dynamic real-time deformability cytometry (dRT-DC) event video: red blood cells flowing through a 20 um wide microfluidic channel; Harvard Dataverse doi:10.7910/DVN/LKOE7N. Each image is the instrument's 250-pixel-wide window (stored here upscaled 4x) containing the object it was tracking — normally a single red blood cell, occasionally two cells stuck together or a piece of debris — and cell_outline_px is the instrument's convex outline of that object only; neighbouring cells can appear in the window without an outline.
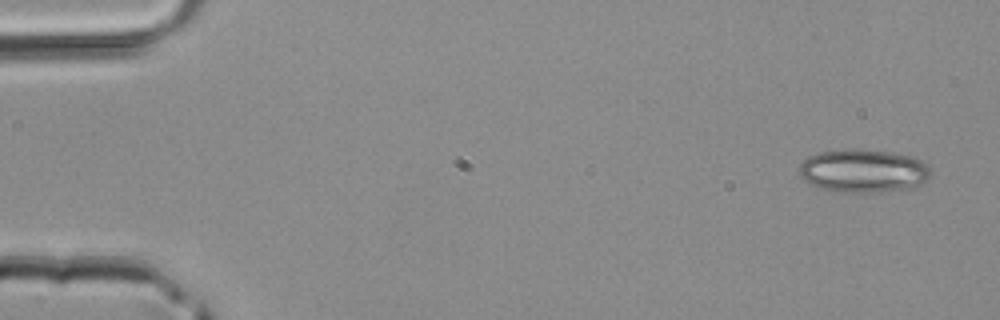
{"species": "common noctule bat (a hibernating species)", "species_latin": "Nyctalus noctula", "temperature_condition": "room temperature", "stored_images_in_passage": 5, "camera_frame_rate_fps": 3000, "um_per_image_px": 0.085, "animal": {"sex": "male", "body_mass_g": 20.4}, "frame": {"image": 1, "passage_image": 1, "time_ms": 0.0, "image_size_px": [1000, 320], "cell_outline_px": [[928, 180], [920, 184], [904, 188], [872, 192], [836, 192], [820, 188], [804, 180], [800, 176], [800, 164], [808, 156], [816, 152], [856, 148], [888, 152], [912, 156], [928, 164]], "centroid_in_image_um": [73.33, 14.5], "position_along_channel_um": 11.7, "area_um2": 32.89}}
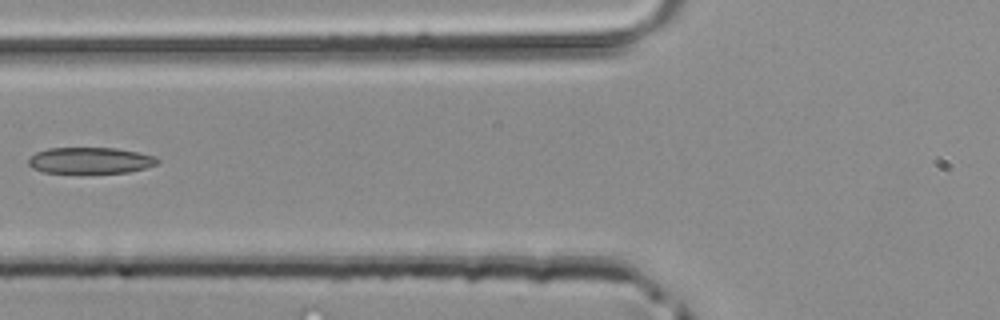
{"frame": {"image": 2, "passage_image": 5, "time_ms": 1.333, "image_size_px": [1000, 320], "cell_outline_px": [[160, 160], [156, 164], [144, 168], [128, 172], [44, 172], [32, 168], [28, 164], [28, 160], [36, 152], [48, 148], [116, 148], [156, 156]], "centroid_in_image_um": [7.67, 13.62], "position_along_channel_um": 118.1, "area_um2": 19.42}}